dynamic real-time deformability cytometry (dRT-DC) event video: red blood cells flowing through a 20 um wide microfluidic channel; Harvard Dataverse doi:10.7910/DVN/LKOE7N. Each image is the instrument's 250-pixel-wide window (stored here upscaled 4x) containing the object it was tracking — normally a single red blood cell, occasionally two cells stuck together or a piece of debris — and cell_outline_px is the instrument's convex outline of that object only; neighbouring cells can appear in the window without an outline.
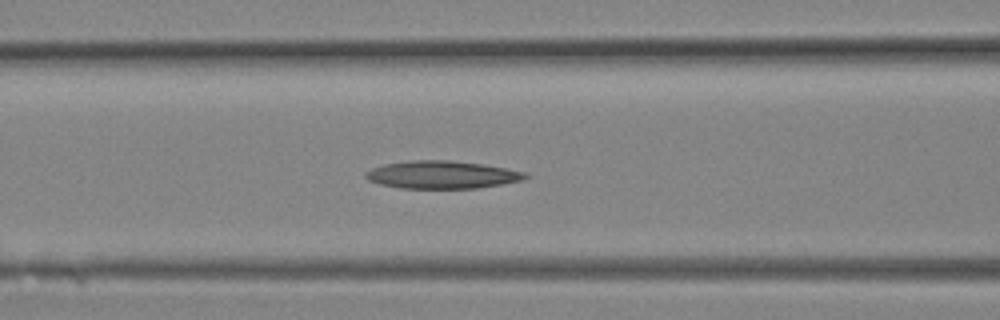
{"species": "Egyptian fruit bat (a non-hibernating species)", "species_latin": "Rousettus aegyptiacus", "temperature_condition": "room temperature", "stored_images_in_passage": 16, "segment_of_instrument_passage": [1, 2], "camera_frame_rate_fps": 3000, "um_per_image_px": 0.085, "animal": {"sex": "female"}, "frame": {"image": 1, "passage_image": 10, "time_ms": 3.0, "image_size_px": [1000, 320], "cell_outline_px": [[532, 176], [520, 180], [500, 184], [476, 188], [400, 188], [380, 184], [368, 180], [364, 176], [364, 172], [372, 168], [384, 164], [408, 160], [448, 160], [484, 164], [528, 172]], "centroid_in_image_um": [37.56, 14.84], "position_along_channel_um": 129.0, "area_um2": 25.89}}
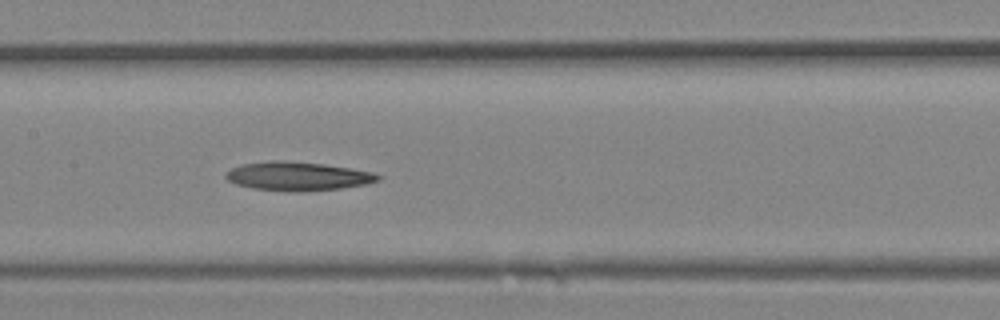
{"frame": {"image": 2, "passage_image": 12, "time_ms": 3.667, "image_size_px": [1000, 320], "cell_outline_px": [[384, 176], [380, 180], [368, 184], [340, 188], [296, 192], [252, 188], [236, 184], [228, 180], [224, 176], [224, 172], [240, 164], [268, 160], [284, 160], [324, 164], [352, 168], [372, 172]], "centroid_in_image_um": [25.31, 14.96], "position_along_channel_um": 182.1, "area_um2": 25.78}}
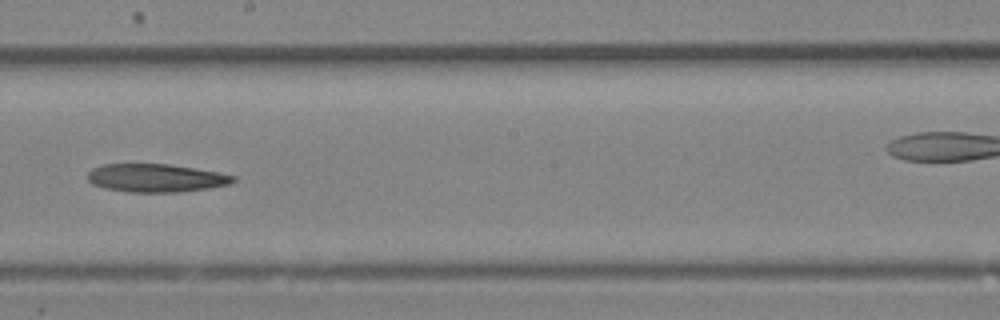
{"frame": {"image": 3, "passage_image": 14, "time_ms": 4.333, "image_size_px": [1000, 320], "cell_outline_px": [[236, 180], [232, 184], [208, 188], [176, 192], [128, 192], [104, 188], [92, 184], [88, 180], [88, 172], [92, 168], [100, 164], [168, 164], [216, 172], [236, 176]], "centroid_in_image_um": [13.23, 15.13], "position_along_channel_um": 235.0, "area_um2": 23.87}}